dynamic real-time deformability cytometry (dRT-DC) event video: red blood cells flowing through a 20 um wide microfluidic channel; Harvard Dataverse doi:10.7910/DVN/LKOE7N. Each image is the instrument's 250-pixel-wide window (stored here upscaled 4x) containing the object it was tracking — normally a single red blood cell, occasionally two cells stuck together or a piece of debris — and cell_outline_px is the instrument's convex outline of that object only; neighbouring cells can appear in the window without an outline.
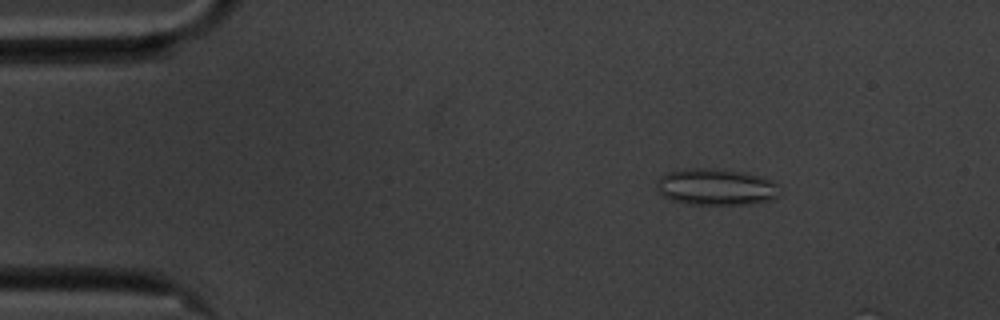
{"species": "common noctule bat (a hibernating species)", "species_latin": "Nyctalus noctula", "temperature_condition": "cold", "stored_images_in_passage": 13, "camera_frame_rate_fps": 3000, "um_per_image_px": 0.085, "animal": {"sex": "male", "body_mass_g": 20.1, "forearm_length_mm": 53.5}, "frame": {"image": 1, "passage_image": 8, "time_ms": 2.333, "image_size_px": [1000, 320], "cell_outline_px": [[776, 196], [772, 200], [752, 204], [688, 204], [672, 200], [664, 196], [656, 188], [656, 180], [660, 176], [668, 172], [692, 168], [708, 168], [744, 172], [760, 176], [776, 184]], "centroid_in_image_um": [60.8, 15.89], "position_along_channel_um": 24.2, "area_um2": 25.89}}